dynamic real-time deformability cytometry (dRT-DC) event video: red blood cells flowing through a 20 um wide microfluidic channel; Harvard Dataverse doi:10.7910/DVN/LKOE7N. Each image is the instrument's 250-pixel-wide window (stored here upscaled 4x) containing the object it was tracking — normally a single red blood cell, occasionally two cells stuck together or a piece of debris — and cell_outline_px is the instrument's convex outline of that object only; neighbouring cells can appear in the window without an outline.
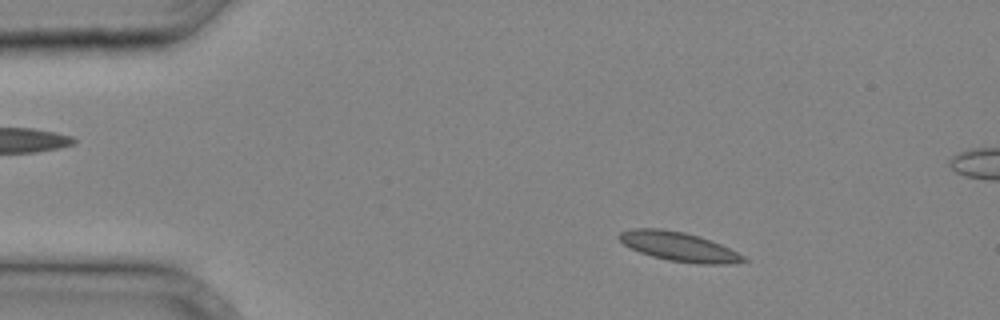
{"species": "common noctule bat (a hibernating species)", "species_latin": "Nyctalus noctula", "temperature_condition": "cold", "stored_images_in_passage": 36, "camera_frame_rate_fps": 3000, "um_per_image_px": 0.085, "animal": {"sex": "male", "body_mass_g": 20.4}, "frame": {"image": 1, "passage_image": 5, "time_ms": 1.333, "image_size_px": [1000, 320], "cell_outline_px": [[748, 260], [728, 264], [696, 264], [668, 260], [652, 256], [640, 252], [624, 244], [616, 236], [620, 232], [632, 228], [660, 228], [684, 232], [720, 244], [744, 256]], "centroid_in_image_um": [57.66, 20.96], "position_along_channel_um": 27.3, "area_um2": 20.87}}
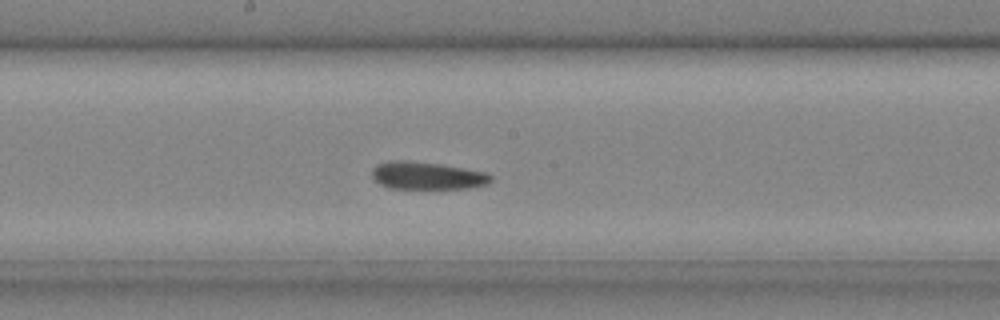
{"frame": {"image": 2, "passage_image": 19, "time_ms": 6.0, "image_size_px": [1000, 320], "cell_outline_px": [[492, 180], [488, 184], [468, 188], [388, 188], [380, 184], [372, 176], [372, 168], [376, 164], [388, 160], [408, 160], [440, 164], [464, 168], [484, 172], [492, 176]], "centroid_in_image_um": [36.27, 14.92], "position_along_channel_um": 211.9, "area_um2": 19.13}}
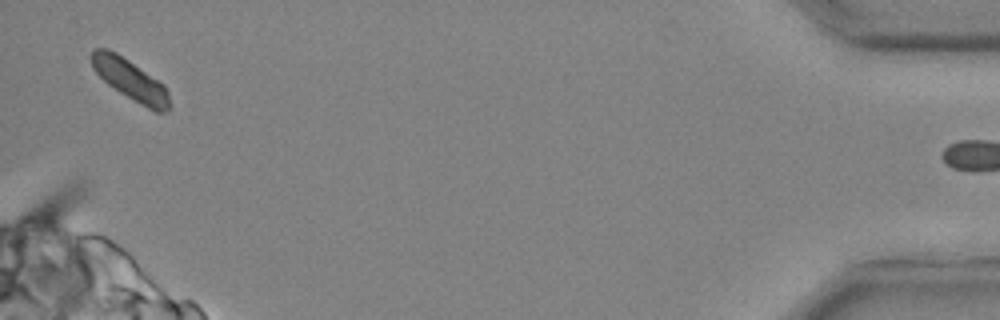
{"frame": {"image": 3, "passage_image": 35, "time_ms": 11.333, "image_size_px": [1000, 320], "cell_outline_px": [[172, 108], [168, 112], [156, 112], [140, 104], [120, 92], [108, 84], [92, 68], [92, 52], [96, 48], [108, 48], [116, 52], [164, 84], [168, 92]], "centroid_in_image_um": [11.13, 6.81], "position_along_channel_um": 424.1, "area_um2": 18.44}}